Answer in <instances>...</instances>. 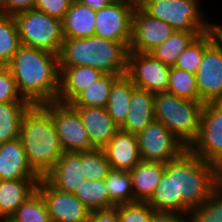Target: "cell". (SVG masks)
<instances>
[{"mask_svg": "<svg viewBox=\"0 0 222 222\" xmlns=\"http://www.w3.org/2000/svg\"><path fill=\"white\" fill-rule=\"evenodd\" d=\"M219 187L222 189V181L219 183Z\"/></svg>", "mask_w": 222, "mask_h": 222, "instance_id": "c3c4849f", "label": "cell"}, {"mask_svg": "<svg viewBox=\"0 0 222 222\" xmlns=\"http://www.w3.org/2000/svg\"><path fill=\"white\" fill-rule=\"evenodd\" d=\"M40 178L29 165L20 138L0 144V180Z\"/></svg>", "mask_w": 222, "mask_h": 222, "instance_id": "d6986e66", "label": "cell"}, {"mask_svg": "<svg viewBox=\"0 0 222 222\" xmlns=\"http://www.w3.org/2000/svg\"><path fill=\"white\" fill-rule=\"evenodd\" d=\"M111 169L132 170L141 157L136 134L119 129L103 148Z\"/></svg>", "mask_w": 222, "mask_h": 222, "instance_id": "ffe728a7", "label": "cell"}, {"mask_svg": "<svg viewBox=\"0 0 222 222\" xmlns=\"http://www.w3.org/2000/svg\"><path fill=\"white\" fill-rule=\"evenodd\" d=\"M7 67L23 99L32 105L56 101L60 76L58 55L21 45Z\"/></svg>", "mask_w": 222, "mask_h": 222, "instance_id": "7a4b0ae2", "label": "cell"}, {"mask_svg": "<svg viewBox=\"0 0 222 222\" xmlns=\"http://www.w3.org/2000/svg\"><path fill=\"white\" fill-rule=\"evenodd\" d=\"M59 92L56 101L69 104L80 92L104 73L91 66H59Z\"/></svg>", "mask_w": 222, "mask_h": 222, "instance_id": "ac0fdd59", "label": "cell"}, {"mask_svg": "<svg viewBox=\"0 0 222 222\" xmlns=\"http://www.w3.org/2000/svg\"><path fill=\"white\" fill-rule=\"evenodd\" d=\"M2 1L3 0H0V13H2Z\"/></svg>", "mask_w": 222, "mask_h": 222, "instance_id": "7dc6e473", "label": "cell"}, {"mask_svg": "<svg viewBox=\"0 0 222 222\" xmlns=\"http://www.w3.org/2000/svg\"><path fill=\"white\" fill-rule=\"evenodd\" d=\"M44 178L56 189L75 194L86 180L83 175L82 152H63Z\"/></svg>", "mask_w": 222, "mask_h": 222, "instance_id": "2e32d148", "label": "cell"}, {"mask_svg": "<svg viewBox=\"0 0 222 222\" xmlns=\"http://www.w3.org/2000/svg\"><path fill=\"white\" fill-rule=\"evenodd\" d=\"M215 172L218 184L222 181V158L215 165Z\"/></svg>", "mask_w": 222, "mask_h": 222, "instance_id": "f6af8a7d", "label": "cell"}, {"mask_svg": "<svg viewBox=\"0 0 222 222\" xmlns=\"http://www.w3.org/2000/svg\"><path fill=\"white\" fill-rule=\"evenodd\" d=\"M31 105L28 101L0 103V144L19 138L23 115Z\"/></svg>", "mask_w": 222, "mask_h": 222, "instance_id": "4316f807", "label": "cell"}, {"mask_svg": "<svg viewBox=\"0 0 222 222\" xmlns=\"http://www.w3.org/2000/svg\"><path fill=\"white\" fill-rule=\"evenodd\" d=\"M36 0H3L2 13L15 15L22 11L34 9Z\"/></svg>", "mask_w": 222, "mask_h": 222, "instance_id": "ab89813d", "label": "cell"}, {"mask_svg": "<svg viewBox=\"0 0 222 222\" xmlns=\"http://www.w3.org/2000/svg\"><path fill=\"white\" fill-rule=\"evenodd\" d=\"M196 80L200 102H222V34L204 51Z\"/></svg>", "mask_w": 222, "mask_h": 222, "instance_id": "5bb4252c", "label": "cell"}, {"mask_svg": "<svg viewBox=\"0 0 222 222\" xmlns=\"http://www.w3.org/2000/svg\"><path fill=\"white\" fill-rule=\"evenodd\" d=\"M83 5L90 7L91 9L97 11L107 6L109 3L115 0H78Z\"/></svg>", "mask_w": 222, "mask_h": 222, "instance_id": "7bdbcfd3", "label": "cell"}, {"mask_svg": "<svg viewBox=\"0 0 222 222\" xmlns=\"http://www.w3.org/2000/svg\"><path fill=\"white\" fill-rule=\"evenodd\" d=\"M82 165L86 180H103L111 169L103 149L82 152Z\"/></svg>", "mask_w": 222, "mask_h": 222, "instance_id": "d590c367", "label": "cell"}, {"mask_svg": "<svg viewBox=\"0 0 222 222\" xmlns=\"http://www.w3.org/2000/svg\"><path fill=\"white\" fill-rule=\"evenodd\" d=\"M0 222H14L10 218L0 219Z\"/></svg>", "mask_w": 222, "mask_h": 222, "instance_id": "bcb514c9", "label": "cell"}, {"mask_svg": "<svg viewBox=\"0 0 222 222\" xmlns=\"http://www.w3.org/2000/svg\"><path fill=\"white\" fill-rule=\"evenodd\" d=\"M10 219L14 222H52L47 206L37 190L18 207Z\"/></svg>", "mask_w": 222, "mask_h": 222, "instance_id": "836d02e7", "label": "cell"}, {"mask_svg": "<svg viewBox=\"0 0 222 222\" xmlns=\"http://www.w3.org/2000/svg\"><path fill=\"white\" fill-rule=\"evenodd\" d=\"M19 138L29 165L44 177L63 154L50 115V102L28 108L21 121Z\"/></svg>", "mask_w": 222, "mask_h": 222, "instance_id": "3957f363", "label": "cell"}, {"mask_svg": "<svg viewBox=\"0 0 222 222\" xmlns=\"http://www.w3.org/2000/svg\"><path fill=\"white\" fill-rule=\"evenodd\" d=\"M188 150L213 165L222 158V102L204 103L197 138Z\"/></svg>", "mask_w": 222, "mask_h": 222, "instance_id": "9c48e42d", "label": "cell"}, {"mask_svg": "<svg viewBox=\"0 0 222 222\" xmlns=\"http://www.w3.org/2000/svg\"><path fill=\"white\" fill-rule=\"evenodd\" d=\"M218 187L215 165L187 149L179 158L165 164L164 175L147 203L154 211L189 215Z\"/></svg>", "mask_w": 222, "mask_h": 222, "instance_id": "6da1fadb", "label": "cell"}, {"mask_svg": "<svg viewBox=\"0 0 222 222\" xmlns=\"http://www.w3.org/2000/svg\"><path fill=\"white\" fill-rule=\"evenodd\" d=\"M20 46L13 15L0 13V66H7Z\"/></svg>", "mask_w": 222, "mask_h": 222, "instance_id": "1f68e13d", "label": "cell"}, {"mask_svg": "<svg viewBox=\"0 0 222 222\" xmlns=\"http://www.w3.org/2000/svg\"><path fill=\"white\" fill-rule=\"evenodd\" d=\"M128 6L132 7L133 9L143 8L149 0H122Z\"/></svg>", "mask_w": 222, "mask_h": 222, "instance_id": "ee69618b", "label": "cell"}, {"mask_svg": "<svg viewBox=\"0 0 222 222\" xmlns=\"http://www.w3.org/2000/svg\"><path fill=\"white\" fill-rule=\"evenodd\" d=\"M164 170L163 163L142 160L129 171L134 202H147L150 199L164 175Z\"/></svg>", "mask_w": 222, "mask_h": 222, "instance_id": "7402d4cb", "label": "cell"}, {"mask_svg": "<svg viewBox=\"0 0 222 222\" xmlns=\"http://www.w3.org/2000/svg\"><path fill=\"white\" fill-rule=\"evenodd\" d=\"M141 160L166 164L179 158L188 148L158 120L137 134Z\"/></svg>", "mask_w": 222, "mask_h": 222, "instance_id": "ba28073f", "label": "cell"}, {"mask_svg": "<svg viewBox=\"0 0 222 222\" xmlns=\"http://www.w3.org/2000/svg\"><path fill=\"white\" fill-rule=\"evenodd\" d=\"M110 201L115 205L134 202L130 172L126 170L110 169L105 178Z\"/></svg>", "mask_w": 222, "mask_h": 222, "instance_id": "4dcf8cb0", "label": "cell"}, {"mask_svg": "<svg viewBox=\"0 0 222 222\" xmlns=\"http://www.w3.org/2000/svg\"><path fill=\"white\" fill-rule=\"evenodd\" d=\"M174 31L166 22L148 15L142 8L134 9L129 51L149 53Z\"/></svg>", "mask_w": 222, "mask_h": 222, "instance_id": "9a60e30c", "label": "cell"}, {"mask_svg": "<svg viewBox=\"0 0 222 222\" xmlns=\"http://www.w3.org/2000/svg\"><path fill=\"white\" fill-rule=\"evenodd\" d=\"M130 43L114 42L93 35L64 38L58 55L59 66H91L104 74L125 75Z\"/></svg>", "mask_w": 222, "mask_h": 222, "instance_id": "277c9868", "label": "cell"}, {"mask_svg": "<svg viewBox=\"0 0 222 222\" xmlns=\"http://www.w3.org/2000/svg\"><path fill=\"white\" fill-rule=\"evenodd\" d=\"M73 1L74 0H36L34 9L62 21Z\"/></svg>", "mask_w": 222, "mask_h": 222, "instance_id": "f35d334b", "label": "cell"}, {"mask_svg": "<svg viewBox=\"0 0 222 222\" xmlns=\"http://www.w3.org/2000/svg\"><path fill=\"white\" fill-rule=\"evenodd\" d=\"M170 66L149 53L129 51L126 75L132 83L148 92H167Z\"/></svg>", "mask_w": 222, "mask_h": 222, "instance_id": "8fae6325", "label": "cell"}, {"mask_svg": "<svg viewBox=\"0 0 222 222\" xmlns=\"http://www.w3.org/2000/svg\"><path fill=\"white\" fill-rule=\"evenodd\" d=\"M151 222H189V215L178 212L154 211Z\"/></svg>", "mask_w": 222, "mask_h": 222, "instance_id": "b9f144b4", "label": "cell"}, {"mask_svg": "<svg viewBox=\"0 0 222 222\" xmlns=\"http://www.w3.org/2000/svg\"><path fill=\"white\" fill-rule=\"evenodd\" d=\"M204 32H186L175 30L162 44L152 49L149 54L162 63L173 67L178 56L187 46Z\"/></svg>", "mask_w": 222, "mask_h": 222, "instance_id": "83f0119b", "label": "cell"}, {"mask_svg": "<svg viewBox=\"0 0 222 222\" xmlns=\"http://www.w3.org/2000/svg\"><path fill=\"white\" fill-rule=\"evenodd\" d=\"M135 87L131 79L125 74L120 76L111 88L106 109L109 116L119 128L126 121L127 112L130 107V98Z\"/></svg>", "mask_w": 222, "mask_h": 222, "instance_id": "484cf974", "label": "cell"}, {"mask_svg": "<svg viewBox=\"0 0 222 222\" xmlns=\"http://www.w3.org/2000/svg\"><path fill=\"white\" fill-rule=\"evenodd\" d=\"M134 9L115 0L96 11L94 35L114 42L131 43Z\"/></svg>", "mask_w": 222, "mask_h": 222, "instance_id": "7c38bea8", "label": "cell"}, {"mask_svg": "<svg viewBox=\"0 0 222 222\" xmlns=\"http://www.w3.org/2000/svg\"><path fill=\"white\" fill-rule=\"evenodd\" d=\"M50 115L63 152L79 153L96 149L78 112L70 104L50 102Z\"/></svg>", "mask_w": 222, "mask_h": 222, "instance_id": "30bf717a", "label": "cell"}, {"mask_svg": "<svg viewBox=\"0 0 222 222\" xmlns=\"http://www.w3.org/2000/svg\"><path fill=\"white\" fill-rule=\"evenodd\" d=\"M40 179L0 180V219L10 218L36 191Z\"/></svg>", "mask_w": 222, "mask_h": 222, "instance_id": "603a6c76", "label": "cell"}, {"mask_svg": "<svg viewBox=\"0 0 222 222\" xmlns=\"http://www.w3.org/2000/svg\"><path fill=\"white\" fill-rule=\"evenodd\" d=\"M27 101L19 94L14 76L7 66H0V103Z\"/></svg>", "mask_w": 222, "mask_h": 222, "instance_id": "74e56055", "label": "cell"}, {"mask_svg": "<svg viewBox=\"0 0 222 222\" xmlns=\"http://www.w3.org/2000/svg\"><path fill=\"white\" fill-rule=\"evenodd\" d=\"M167 92L182 99L200 101L196 74L170 67Z\"/></svg>", "mask_w": 222, "mask_h": 222, "instance_id": "d6a6232c", "label": "cell"}, {"mask_svg": "<svg viewBox=\"0 0 222 222\" xmlns=\"http://www.w3.org/2000/svg\"><path fill=\"white\" fill-rule=\"evenodd\" d=\"M23 46L59 55L64 41L62 21L35 9L13 15Z\"/></svg>", "mask_w": 222, "mask_h": 222, "instance_id": "52a82bcc", "label": "cell"}, {"mask_svg": "<svg viewBox=\"0 0 222 222\" xmlns=\"http://www.w3.org/2000/svg\"><path fill=\"white\" fill-rule=\"evenodd\" d=\"M90 211L115 207L103 180H84L74 194Z\"/></svg>", "mask_w": 222, "mask_h": 222, "instance_id": "f546056e", "label": "cell"}, {"mask_svg": "<svg viewBox=\"0 0 222 222\" xmlns=\"http://www.w3.org/2000/svg\"><path fill=\"white\" fill-rule=\"evenodd\" d=\"M96 11L74 0L62 20L64 38H88L94 35Z\"/></svg>", "mask_w": 222, "mask_h": 222, "instance_id": "cb8c5ba5", "label": "cell"}, {"mask_svg": "<svg viewBox=\"0 0 222 222\" xmlns=\"http://www.w3.org/2000/svg\"><path fill=\"white\" fill-rule=\"evenodd\" d=\"M129 105L126 121L119 129L137 135L155 120L154 93L135 87Z\"/></svg>", "mask_w": 222, "mask_h": 222, "instance_id": "44dd1931", "label": "cell"}, {"mask_svg": "<svg viewBox=\"0 0 222 222\" xmlns=\"http://www.w3.org/2000/svg\"><path fill=\"white\" fill-rule=\"evenodd\" d=\"M204 103L179 98L168 92L154 93L155 120L166 128L187 148L197 138Z\"/></svg>", "mask_w": 222, "mask_h": 222, "instance_id": "5b68a950", "label": "cell"}, {"mask_svg": "<svg viewBox=\"0 0 222 222\" xmlns=\"http://www.w3.org/2000/svg\"><path fill=\"white\" fill-rule=\"evenodd\" d=\"M87 222H119L117 206L90 211Z\"/></svg>", "mask_w": 222, "mask_h": 222, "instance_id": "60d3db41", "label": "cell"}, {"mask_svg": "<svg viewBox=\"0 0 222 222\" xmlns=\"http://www.w3.org/2000/svg\"><path fill=\"white\" fill-rule=\"evenodd\" d=\"M222 34V25L217 24L209 32L197 36L178 56L174 67L196 74L202 62L204 51Z\"/></svg>", "mask_w": 222, "mask_h": 222, "instance_id": "d4e9b609", "label": "cell"}, {"mask_svg": "<svg viewBox=\"0 0 222 222\" xmlns=\"http://www.w3.org/2000/svg\"><path fill=\"white\" fill-rule=\"evenodd\" d=\"M201 0H149L142 8L148 15L163 20L174 30L209 32L218 23L207 19ZM203 11V12H202Z\"/></svg>", "mask_w": 222, "mask_h": 222, "instance_id": "8992f818", "label": "cell"}, {"mask_svg": "<svg viewBox=\"0 0 222 222\" xmlns=\"http://www.w3.org/2000/svg\"><path fill=\"white\" fill-rule=\"evenodd\" d=\"M120 76L122 75L104 74L80 92L69 104L71 106L106 108L113 83Z\"/></svg>", "mask_w": 222, "mask_h": 222, "instance_id": "f1b7e54d", "label": "cell"}, {"mask_svg": "<svg viewBox=\"0 0 222 222\" xmlns=\"http://www.w3.org/2000/svg\"><path fill=\"white\" fill-rule=\"evenodd\" d=\"M189 222H222V189L220 187L202 205L190 211Z\"/></svg>", "mask_w": 222, "mask_h": 222, "instance_id": "e575fe53", "label": "cell"}, {"mask_svg": "<svg viewBox=\"0 0 222 222\" xmlns=\"http://www.w3.org/2000/svg\"><path fill=\"white\" fill-rule=\"evenodd\" d=\"M119 222H151L154 210L147 202L117 205Z\"/></svg>", "mask_w": 222, "mask_h": 222, "instance_id": "8d00e7d4", "label": "cell"}, {"mask_svg": "<svg viewBox=\"0 0 222 222\" xmlns=\"http://www.w3.org/2000/svg\"><path fill=\"white\" fill-rule=\"evenodd\" d=\"M52 222H87L90 210L74 195L53 187L44 177L37 183Z\"/></svg>", "mask_w": 222, "mask_h": 222, "instance_id": "4fadbf2b", "label": "cell"}, {"mask_svg": "<svg viewBox=\"0 0 222 222\" xmlns=\"http://www.w3.org/2000/svg\"><path fill=\"white\" fill-rule=\"evenodd\" d=\"M79 114L90 142L96 149H103L115 136L119 127L109 116L106 108L72 106Z\"/></svg>", "mask_w": 222, "mask_h": 222, "instance_id": "e0dca14e", "label": "cell"}]
</instances>
